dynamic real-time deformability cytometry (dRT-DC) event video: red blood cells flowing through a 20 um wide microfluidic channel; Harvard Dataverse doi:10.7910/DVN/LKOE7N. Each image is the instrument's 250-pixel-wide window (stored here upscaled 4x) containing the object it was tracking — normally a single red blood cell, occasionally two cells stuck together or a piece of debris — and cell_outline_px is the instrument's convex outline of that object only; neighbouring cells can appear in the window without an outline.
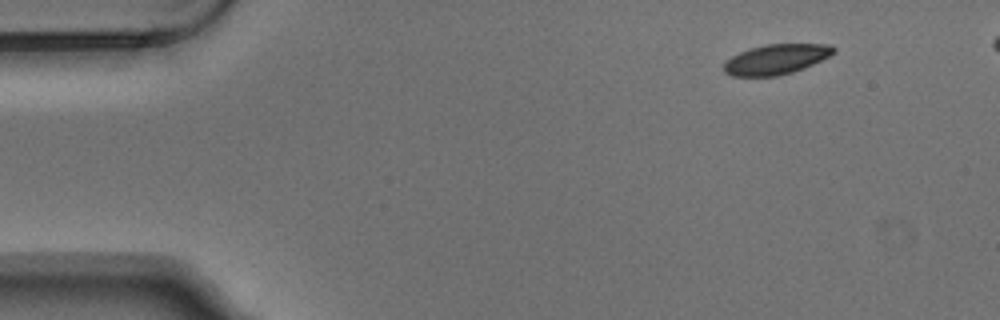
{"species": "Egyptian fruit bat (a non-hibernating species)", "species_latin": "Rousettus aegyptiacus", "temperature_condition": "warm", "stored_images_in_passage": 5, "camera_frame_rate_fps": 3000, "um_per_image_px": 0.085, "animal": {"sex": "male"}, "frame": {"image": 1, "passage_image": 1, "time_ms": 0.0, "image_size_px": [1000, 320], "cell_outline_px": [[836, 52], [804, 68], [792, 72], [776, 76], [732, 76], [724, 72], [724, 64], [732, 56], [748, 48], [764, 44], [832, 44], [836, 48]], "centroid_in_image_um": [65.98, 5.03], "position_along_channel_um": 19.0, "area_um2": 19.19}}